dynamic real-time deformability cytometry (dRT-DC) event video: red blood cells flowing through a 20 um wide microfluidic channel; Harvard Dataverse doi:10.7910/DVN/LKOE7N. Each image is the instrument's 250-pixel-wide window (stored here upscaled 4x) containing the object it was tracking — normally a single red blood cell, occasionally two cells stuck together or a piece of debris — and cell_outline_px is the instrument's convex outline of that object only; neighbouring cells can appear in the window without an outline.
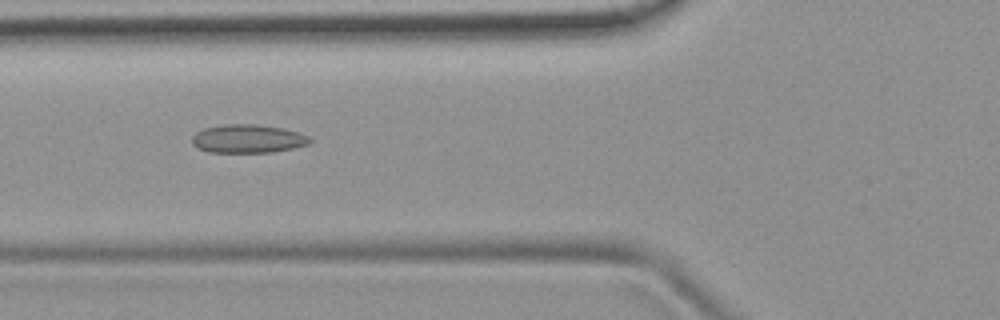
{"species": "common noctule bat (a hibernating species)", "species_latin": "Nyctalus noctula", "temperature_condition": "room temperature", "stored_images_in_passage": 38, "camera_frame_rate_fps": 3000, "um_per_image_px": 0.085, "animal": {"sex": "female", "body_mass_g": 19.9}, "frame": {"image": 1, "passage_image": 6, "time_ms": 1.667, "image_size_px": [1000, 320], "cell_outline_px": [[312, 140], [308, 144], [292, 148], [272, 152], [208, 152], [192, 144], [192, 136], [196, 132], [204, 128], [224, 124], [256, 124], [284, 128], [300, 132], [308, 136]], "centroid_in_image_um": [21.07, 11.78], "position_along_channel_um": 104.7, "area_um2": 19.54}}
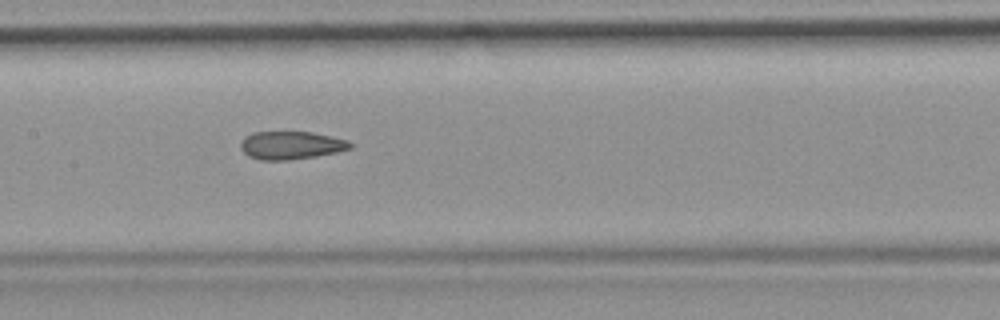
{"frame": {"image": 2, "passage_image": 12, "time_ms": 3.667, "image_size_px": [1000, 320], "cell_outline_px": [[356, 144], [352, 148], [336, 152], [316, 156], [288, 160], [260, 160], [248, 156], [240, 148], [240, 144], [244, 136], [252, 132], [312, 132], [332, 136], [348, 140]], "centroid_in_image_um": [24.76, 12.34], "position_along_channel_um": 182.6, "area_um2": 18.09}}
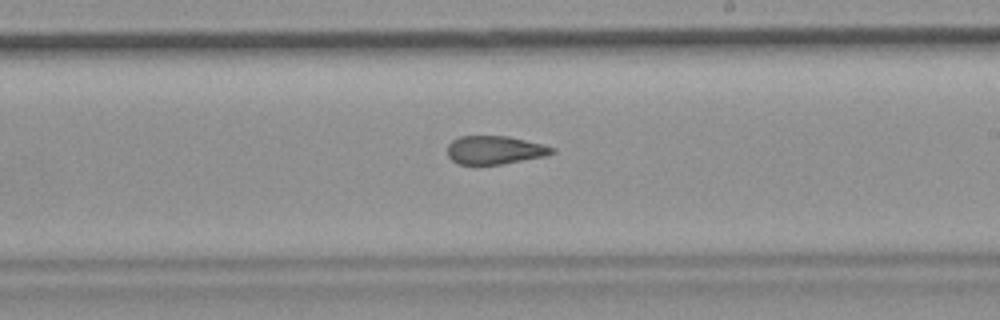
{"frame": {"image": 3, "passage_image": 17, "time_ms": 5.333, "image_size_px": [1000, 320], "cell_outline_px": [[556, 152], [544, 156], [500, 164], [460, 164], [452, 160], [448, 156], [448, 144], [452, 140], [460, 136], [508, 136], [544, 144], [556, 148]], "centroid_in_image_um": [42.07, 12.74], "position_along_channel_um": 246.9, "area_um2": 17.22}, "authors_computed_cell_mechanics": {"area_um2": 18.5538, "velocity_mm_per_s": 3.8826, "shape_relaxation_time_tau1_ms": null, "shape_relaxation_time_tau2_ms": 2.259, "deformation_change_tau1": null, "deformation_change_tau2": 0.1002}}